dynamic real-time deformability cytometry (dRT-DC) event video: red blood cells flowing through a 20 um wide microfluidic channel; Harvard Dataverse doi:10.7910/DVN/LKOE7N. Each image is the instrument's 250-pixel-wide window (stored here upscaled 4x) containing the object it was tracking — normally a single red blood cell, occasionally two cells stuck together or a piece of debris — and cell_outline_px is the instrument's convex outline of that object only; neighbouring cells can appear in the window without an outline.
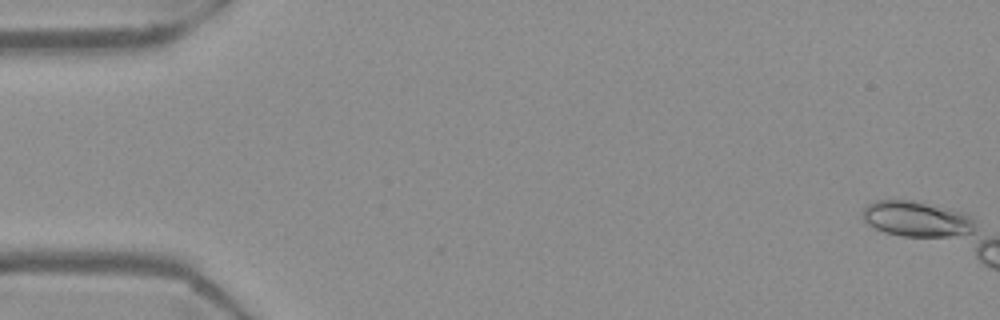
{"species": "Egyptian fruit bat (a non-hibernating species)", "species_latin": "Rousettus aegyptiacus", "temperature_condition": "warm", "stored_images_in_passage": 6, "camera_frame_rate_fps": 3000, "um_per_image_px": 0.085, "frame": {"image": 1, "passage_image": 1, "time_ms": 0.0, "image_size_px": [1000, 320], "cell_outline_px": [[968, 232], [944, 236], [908, 236], [888, 232], [872, 224], [868, 220], [868, 208], [876, 204], [920, 204], [956, 216], [964, 220]], "centroid_in_image_um": [77.79, 18.73], "position_along_channel_um": 7.2, "area_um2": 18.03}}